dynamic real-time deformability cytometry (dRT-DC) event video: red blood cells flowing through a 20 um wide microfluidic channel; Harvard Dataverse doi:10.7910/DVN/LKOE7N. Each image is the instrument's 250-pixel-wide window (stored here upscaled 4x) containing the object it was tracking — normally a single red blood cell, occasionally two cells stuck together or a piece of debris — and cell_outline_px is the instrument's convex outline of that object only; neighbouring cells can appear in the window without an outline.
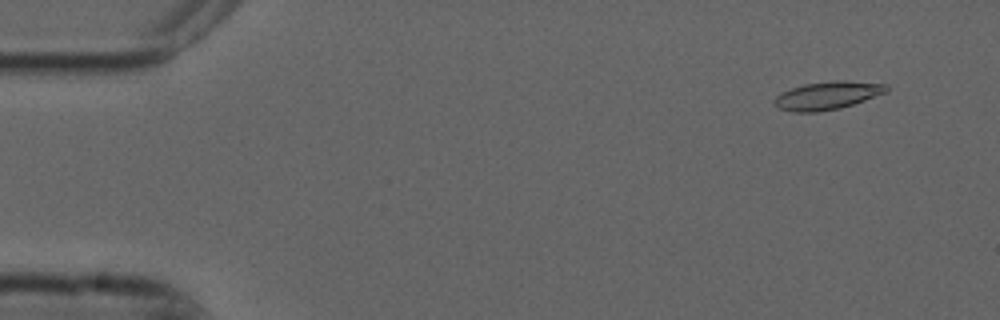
{"species": "common noctule bat (a hibernating species)", "species_latin": "Nyctalus noctula", "temperature_condition": "cold", "stored_images_in_passage": 4, "camera_frame_rate_fps": 3000, "um_per_image_px": 0.085, "animal": {"sex": "male", "forearm_length_mm": 52.5}, "frame": {"image": 1, "passage_image": 1, "time_ms": 0.0, "image_size_px": [1000, 320], "cell_outline_px": [[888, 92], [840, 108], [816, 112], [792, 112], [780, 108], [772, 100], [776, 96], [792, 88], [804, 84], [836, 80], [844, 80], [888, 84]], "centroid_in_image_um": [70.36, 8.11], "position_along_channel_um": 14.6, "area_um2": 18.15}}